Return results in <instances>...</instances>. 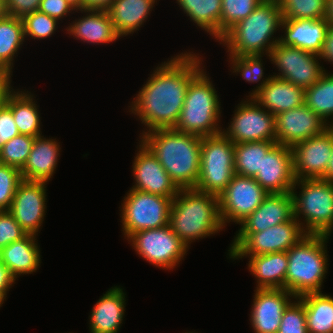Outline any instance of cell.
Listing matches in <instances>:
<instances>
[{"mask_svg":"<svg viewBox=\"0 0 333 333\" xmlns=\"http://www.w3.org/2000/svg\"><path fill=\"white\" fill-rule=\"evenodd\" d=\"M200 62L199 56L187 52L157 66L130 109L149 128L146 132L175 127L188 86L202 70Z\"/></svg>","mask_w":333,"mask_h":333,"instance_id":"6da1fadb","label":"cell"},{"mask_svg":"<svg viewBox=\"0 0 333 333\" xmlns=\"http://www.w3.org/2000/svg\"><path fill=\"white\" fill-rule=\"evenodd\" d=\"M141 141L179 189L195 188L200 174L202 137L173 128L142 133Z\"/></svg>","mask_w":333,"mask_h":333,"instance_id":"7a4b0ae2","label":"cell"},{"mask_svg":"<svg viewBox=\"0 0 333 333\" xmlns=\"http://www.w3.org/2000/svg\"><path fill=\"white\" fill-rule=\"evenodd\" d=\"M169 225L187 247L195 239L217 233L224 227L218 196L194 188L180 189L172 201Z\"/></svg>","mask_w":333,"mask_h":333,"instance_id":"3957f363","label":"cell"},{"mask_svg":"<svg viewBox=\"0 0 333 333\" xmlns=\"http://www.w3.org/2000/svg\"><path fill=\"white\" fill-rule=\"evenodd\" d=\"M281 23L278 0H262L252 13L230 28L218 41L227 45L229 56H263L264 52L270 55L280 41V37L274 40L272 35L280 29Z\"/></svg>","mask_w":333,"mask_h":333,"instance_id":"277c9868","label":"cell"},{"mask_svg":"<svg viewBox=\"0 0 333 333\" xmlns=\"http://www.w3.org/2000/svg\"><path fill=\"white\" fill-rule=\"evenodd\" d=\"M328 235L307 234L288 251V269L285 290L295 299L309 294L320 293L327 273L326 242Z\"/></svg>","mask_w":333,"mask_h":333,"instance_id":"5b68a950","label":"cell"},{"mask_svg":"<svg viewBox=\"0 0 333 333\" xmlns=\"http://www.w3.org/2000/svg\"><path fill=\"white\" fill-rule=\"evenodd\" d=\"M212 82L203 69L191 80L182 111L173 129L200 137L222 133L220 103Z\"/></svg>","mask_w":333,"mask_h":333,"instance_id":"8992f818","label":"cell"},{"mask_svg":"<svg viewBox=\"0 0 333 333\" xmlns=\"http://www.w3.org/2000/svg\"><path fill=\"white\" fill-rule=\"evenodd\" d=\"M301 185L299 195L295 187ZM294 218L303 215L307 234L330 236L333 230V182L317 179L295 180L291 190ZM306 227V228H305Z\"/></svg>","mask_w":333,"mask_h":333,"instance_id":"52a82bcc","label":"cell"},{"mask_svg":"<svg viewBox=\"0 0 333 333\" xmlns=\"http://www.w3.org/2000/svg\"><path fill=\"white\" fill-rule=\"evenodd\" d=\"M234 175V143L223 133L202 137L200 174L194 189L219 196Z\"/></svg>","mask_w":333,"mask_h":333,"instance_id":"ba28073f","label":"cell"},{"mask_svg":"<svg viewBox=\"0 0 333 333\" xmlns=\"http://www.w3.org/2000/svg\"><path fill=\"white\" fill-rule=\"evenodd\" d=\"M294 217L287 222L274 225L257 233H237L229 257L233 259L273 252L288 251L307 235L304 223Z\"/></svg>","mask_w":333,"mask_h":333,"instance_id":"9c48e42d","label":"cell"},{"mask_svg":"<svg viewBox=\"0 0 333 333\" xmlns=\"http://www.w3.org/2000/svg\"><path fill=\"white\" fill-rule=\"evenodd\" d=\"M172 198L130 189L121 208L122 231L125 237L147 229L169 224Z\"/></svg>","mask_w":333,"mask_h":333,"instance_id":"30bf717a","label":"cell"},{"mask_svg":"<svg viewBox=\"0 0 333 333\" xmlns=\"http://www.w3.org/2000/svg\"><path fill=\"white\" fill-rule=\"evenodd\" d=\"M127 239L142 258L165 269H173L179 264L189 248L172 231L169 224L157 229L139 231Z\"/></svg>","mask_w":333,"mask_h":333,"instance_id":"8fae6325","label":"cell"},{"mask_svg":"<svg viewBox=\"0 0 333 333\" xmlns=\"http://www.w3.org/2000/svg\"><path fill=\"white\" fill-rule=\"evenodd\" d=\"M269 58L281 73L274 77L289 81L304 89L316 83L325 70L318 60L319 56L303 49L286 46L278 42L270 52Z\"/></svg>","mask_w":333,"mask_h":333,"instance_id":"7c38bea8","label":"cell"},{"mask_svg":"<svg viewBox=\"0 0 333 333\" xmlns=\"http://www.w3.org/2000/svg\"><path fill=\"white\" fill-rule=\"evenodd\" d=\"M268 194L255 178L235 174L218 196L223 226L232 221L240 224L257 209Z\"/></svg>","mask_w":333,"mask_h":333,"instance_id":"4fadbf2b","label":"cell"},{"mask_svg":"<svg viewBox=\"0 0 333 333\" xmlns=\"http://www.w3.org/2000/svg\"><path fill=\"white\" fill-rule=\"evenodd\" d=\"M231 125L222 133L234 144L275 141V116L265 110L252 98L241 102L234 111Z\"/></svg>","mask_w":333,"mask_h":333,"instance_id":"5bb4252c","label":"cell"},{"mask_svg":"<svg viewBox=\"0 0 333 333\" xmlns=\"http://www.w3.org/2000/svg\"><path fill=\"white\" fill-rule=\"evenodd\" d=\"M291 149L295 180L322 179L333 149V133L328 128L319 135L295 144Z\"/></svg>","mask_w":333,"mask_h":333,"instance_id":"9a60e30c","label":"cell"},{"mask_svg":"<svg viewBox=\"0 0 333 333\" xmlns=\"http://www.w3.org/2000/svg\"><path fill=\"white\" fill-rule=\"evenodd\" d=\"M47 182L22 179L8 210L22 229L37 235L45 217Z\"/></svg>","mask_w":333,"mask_h":333,"instance_id":"2e32d148","label":"cell"},{"mask_svg":"<svg viewBox=\"0 0 333 333\" xmlns=\"http://www.w3.org/2000/svg\"><path fill=\"white\" fill-rule=\"evenodd\" d=\"M320 116L305 104L275 116L276 143L292 148L329 128Z\"/></svg>","mask_w":333,"mask_h":333,"instance_id":"e0dca14e","label":"cell"},{"mask_svg":"<svg viewBox=\"0 0 333 333\" xmlns=\"http://www.w3.org/2000/svg\"><path fill=\"white\" fill-rule=\"evenodd\" d=\"M254 178L269 194L291 192L295 182L292 149L276 143L263 156L261 170Z\"/></svg>","mask_w":333,"mask_h":333,"instance_id":"ac0fdd59","label":"cell"},{"mask_svg":"<svg viewBox=\"0 0 333 333\" xmlns=\"http://www.w3.org/2000/svg\"><path fill=\"white\" fill-rule=\"evenodd\" d=\"M140 143L133 162L136 184L131 189L173 199L180 189L151 151L142 142Z\"/></svg>","mask_w":333,"mask_h":333,"instance_id":"d6986e66","label":"cell"},{"mask_svg":"<svg viewBox=\"0 0 333 333\" xmlns=\"http://www.w3.org/2000/svg\"><path fill=\"white\" fill-rule=\"evenodd\" d=\"M260 84L249 97L274 116L305 104V89L289 81L271 76Z\"/></svg>","mask_w":333,"mask_h":333,"instance_id":"ffe728a7","label":"cell"},{"mask_svg":"<svg viewBox=\"0 0 333 333\" xmlns=\"http://www.w3.org/2000/svg\"><path fill=\"white\" fill-rule=\"evenodd\" d=\"M251 313L255 333H278L284 310L295 296L285 289H256ZM289 296V297H288Z\"/></svg>","mask_w":333,"mask_h":333,"instance_id":"44dd1931","label":"cell"},{"mask_svg":"<svg viewBox=\"0 0 333 333\" xmlns=\"http://www.w3.org/2000/svg\"><path fill=\"white\" fill-rule=\"evenodd\" d=\"M294 217L292 193L268 194L240 225L238 233H257Z\"/></svg>","mask_w":333,"mask_h":333,"instance_id":"7402d4cb","label":"cell"},{"mask_svg":"<svg viewBox=\"0 0 333 333\" xmlns=\"http://www.w3.org/2000/svg\"><path fill=\"white\" fill-rule=\"evenodd\" d=\"M329 25L325 18L282 19L281 27L285 29V35L281 36L279 42L318 55Z\"/></svg>","mask_w":333,"mask_h":333,"instance_id":"603a6c76","label":"cell"},{"mask_svg":"<svg viewBox=\"0 0 333 333\" xmlns=\"http://www.w3.org/2000/svg\"><path fill=\"white\" fill-rule=\"evenodd\" d=\"M60 149L55 139L35 137L28 159L20 170L22 179L48 182L55 173Z\"/></svg>","mask_w":333,"mask_h":333,"instance_id":"cb8c5ba5","label":"cell"},{"mask_svg":"<svg viewBox=\"0 0 333 333\" xmlns=\"http://www.w3.org/2000/svg\"><path fill=\"white\" fill-rule=\"evenodd\" d=\"M125 293L120 287H112L101 297L90 315V333H117L125 308Z\"/></svg>","mask_w":333,"mask_h":333,"instance_id":"d4e9b609","label":"cell"},{"mask_svg":"<svg viewBox=\"0 0 333 333\" xmlns=\"http://www.w3.org/2000/svg\"><path fill=\"white\" fill-rule=\"evenodd\" d=\"M88 13L66 28L68 33L87 43H110L120 36L116 32L107 10H84ZM90 12V13H89Z\"/></svg>","mask_w":333,"mask_h":333,"instance_id":"484cf974","label":"cell"},{"mask_svg":"<svg viewBox=\"0 0 333 333\" xmlns=\"http://www.w3.org/2000/svg\"><path fill=\"white\" fill-rule=\"evenodd\" d=\"M248 268L257 278L256 289H285L287 251L250 256Z\"/></svg>","mask_w":333,"mask_h":333,"instance_id":"4316f807","label":"cell"},{"mask_svg":"<svg viewBox=\"0 0 333 333\" xmlns=\"http://www.w3.org/2000/svg\"><path fill=\"white\" fill-rule=\"evenodd\" d=\"M35 237L36 235L27 234L0 250V260L15 278L21 274H31L39 268L40 249Z\"/></svg>","mask_w":333,"mask_h":333,"instance_id":"83f0119b","label":"cell"},{"mask_svg":"<svg viewBox=\"0 0 333 333\" xmlns=\"http://www.w3.org/2000/svg\"><path fill=\"white\" fill-rule=\"evenodd\" d=\"M157 0H114L107 12L120 37L133 34L144 23Z\"/></svg>","mask_w":333,"mask_h":333,"instance_id":"f1b7e54d","label":"cell"},{"mask_svg":"<svg viewBox=\"0 0 333 333\" xmlns=\"http://www.w3.org/2000/svg\"><path fill=\"white\" fill-rule=\"evenodd\" d=\"M33 95L13 91L7 98L6 106L11 110L15 124L22 135L41 136L40 115Z\"/></svg>","mask_w":333,"mask_h":333,"instance_id":"f546056e","label":"cell"},{"mask_svg":"<svg viewBox=\"0 0 333 333\" xmlns=\"http://www.w3.org/2000/svg\"><path fill=\"white\" fill-rule=\"evenodd\" d=\"M304 304L308 333H333V298L309 293L297 298Z\"/></svg>","mask_w":333,"mask_h":333,"instance_id":"4dcf8cb0","label":"cell"},{"mask_svg":"<svg viewBox=\"0 0 333 333\" xmlns=\"http://www.w3.org/2000/svg\"><path fill=\"white\" fill-rule=\"evenodd\" d=\"M180 8L202 30L221 38L222 0H177Z\"/></svg>","mask_w":333,"mask_h":333,"instance_id":"1f68e13d","label":"cell"},{"mask_svg":"<svg viewBox=\"0 0 333 333\" xmlns=\"http://www.w3.org/2000/svg\"><path fill=\"white\" fill-rule=\"evenodd\" d=\"M276 144L275 141H255L234 144V173L255 177L261 170L262 158Z\"/></svg>","mask_w":333,"mask_h":333,"instance_id":"d6a6232c","label":"cell"},{"mask_svg":"<svg viewBox=\"0 0 333 333\" xmlns=\"http://www.w3.org/2000/svg\"><path fill=\"white\" fill-rule=\"evenodd\" d=\"M24 39L21 18L7 15L0 19V70L12 72L13 58Z\"/></svg>","mask_w":333,"mask_h":333,"instance_id":"836d02e7","label":"cell"},{"mask_svg":"<svg viewBox=\"0 0 333 333\" xmlns=\"http://www.w3.org/2000/svg\"><path fill=\"white\" fill-rule=\"evenodd\" d=\"M305 105L325 122L333 117V74L324 71L316 83L305 89Z\"/></svg>","mask_w":333,"mask_h":333,"instance_id":"e575fe53","label":"cell"},{"mask_svg":"<svg viewBox=\"0 0 333 333\" xmlns=\"http://www.w3.org/2000/svg\"><path fill=\"white\" fill-rule=\"evenodd\" d=\"M282 19L325 18L327 0H278Z\"/></svg>","mask_w":333,"mask_h":333,"instance_id":"d590c367","label":"cell"},{"mask_svg":"<svg viewBox=\"0 0 333 333\" xmlns=\"http://www.w3.org/2000/svg\"><path fill=\"white\" fill-rule=\"evenodd\" d=\"M35 137L19 134L2 146L0 163L21 170L31 152Z\"/></svg>","mask_w":333,"mask_h":333,"instance_id":"8d00e7d4","label":"cell"},{"mask_svg":"<svg viewBox=\"0 0 333 333\" xmlns=\"http://www.w3.org/2000/svg\"><path fill=\"white\" fill-rule=\"evenodd\" d=\"M262 0H222L221 37L234 25L244 20Z\"/></svg>","mask_w":333,"mask_h":333,"instance_id":"74e56055","label":"cell"},{"mask_svg":"<svg viewBox=\"0 0 333 333\" xmlns=\"http://www.w3.org/2000/svg\"><path fill=\"white\" fill-rule=\"evenodd\" d=\"M24 35L34 39H45L50 37L56 30L58 20L47 14L35 11L22 18Z\"/></svg>","mask_w":333,"mask_h":333,"instance_id":"f35d334b","label":"cell"},{"mask_svg":"<svg viewBox=\"0 0 333 333\" xmlns=\"http://www.w3.org/2000/svg\"><path fill=\"white\" fill-rule=\"evenodd\" d=\"M21 180L19 169L0 163V211L10 209Z\"/></svg>","mask_w":333,"mask_h":333,"instance_id":"ab89813d","label":"cell"},{"mask_svg":"<svg viewBox=\"0 0 333 333\" xmlns=\"http://www.w3.org/2000/svg\"><path fill=\"white\" fill-rule=\"evenodd\" d=\"M278 333H308L305 308L300 300L284 310Z\"/></svg>","mask_w":333,"mask_h":333,"instance_id":"60d3db41","label":"cell"},{"mask_svg":"<svg viewBox=\"0 0 333 333\" xmlns=\"http://www.w3.org/2000/svg\"><path fill=\"white\" fill-rule=\"evenodd\" d=\"M262 55L230 56L234 73L241 74L247 82H258L264 76Z\"/></svg>","mask_w":333,"mask_h":333,"instance_id":"b9f144b4","label":"cell"},{"mask_svg":"<svg viewBox=\"0 0 333 333\" xmlns=\"http://www.w3.org/2000/svg\"><path fill=\"white\" fill-rule=\"evenodd\" d=\"M27 235L8 210L0 211V250Z\"/></svg>","mask_w":333,"mask_h":333,"instance_id":"7bdbcfd3","label":"cell"},{"mask_svg":"<svg viewBox=\"0 0 333 333\" xmlns=\"http://www.w3.org/2000/svg\"><path fill=\"white\" fill-rule=\"evenodd\" d=\"M19 134L11 110L4 105L0 108V151L5 143Z\"/></svg>","mask_w":333,"mask_h":333,"instance_id":"ee69618b","label":"cell"},{"mask_svg":"<svg viewBox=\"0 0 333 333\" xmlns=\"http://www.w3.org/2000/svg\"><path fill=\"white\" fill-rule=\"evenodd\" d=\"M76 10L67 0H41L38 11L58 21Z\"/></svg>","mask_w":333,"mask_h":333,"instance_id":"f6af8a7d","label":"cell"},{"mask_svg":"<svg viewBox=\"0 0 333 333\" xmlns=\"http://www.w3.org/2000/svg\"><path fill=\"white\" fill-rule=\"evenodd\" d=\"M41 0H6L7 13L16 18L38 11Z\"/></svg>","mask_w":333,"mask_h":333,"instance_id":"bcb514c9","label":"cell"},{"mask_svg":"<svg viewBox=\"0 0 333 333\" xmlns=\"http://www.w3.org/2000/svg\"><path fill=\"white\" fill-rule=\"evenodd\" d=\"M11 73L7 70H0V108L6 104L8 96L14 91L10 85Z\"/></svg>","mask_w":333,"mask_h":333,"instance_id":"7dc6e473","label":"cell"},{"mask_svg":"<svg viewBox=\"0 0 333 333\" xmlns=\"http://www.w3.org/2000/svg\"><path fill=\"white\" fill-rule=\"evenodd\" d=\"M319 59L322 58L325 61L333 63V24H330L327 33L325 36V40L322 44V49L318 54Z\"/></svg>","mask_w":333,"mask_h":333,"instance_id":"c3c4849f","label":"cell"},{"mask_svg":"<svg viewBox=\"0 0 333 333\" xmlns=\"http://www.w3.org/2000/svg\"><path fill=\"white\" fill-rule=\"evenodd\" d=\"M15 280L16 278L8 267L0 260V292L6 296L7 291L11 288L10 286H12Z\"/></svg>","mask_w":333,"mask_h":333,"instance_id":"681fc988","label":"cell"},{"mask_svg":"<svg viewBox=\"0 0 333 333\" xmlns=\"http://www.w3.org/2000/svg\"><path fill=\"white\" fill-rule=\"evenodd\" d=\"M114 0H83L84 10H107Z\"/></svg>","mask_w":333,"mask_h":333,"instance_id":"f907efd6","label":"cell"},{"mask_svg":"<svg viewBox=\"0 0 333 333\" xmlns=\"http://www.w3.org/2000/svg\"><path fill=\"white\" fill-rule=\"evenodd\" d=\"M322 179L327 180L329 182H333V149H332V152H331V156H330L328 166L325 170V176Z\"/></svg>","mask_w":333,"mask_h":333,"instance_id":"816d5d0a","label":"cell"},{"mask_svg":"<svg viewBox=\"0 0 333 333\" xmlns=\"http://www.w3.org/2000/svg\"><path fill=\"white\" fill-rule=\"evenodd\" d=\"M325 19L333 24V0H327Z\"/></svg>","mask_w":333,"mask_h":333,"instance_id":"f5cc1de1","label":"cell"},{"mask_svg":"<svg viewBox=\"0 0 333 333\" xmlns=\"http://www.w3.org/2000/svg\"><path fill=\"white\" fill-rule=\"evenodd\" d=\"M67 1L76 9V11L83 9V0H67Z\"/></svg>","mask_w":333,"mask_h":333,"instance_id":"db71d44e","label":"cell"},{"mask_svg":"<svg viewBox=\"0 0 333 333\" xmlns=\"http://www.w3.org/2000/svg\"><path fill=\"white\" fill-rule=\"evenodd\" d=\"M7 15L6 0H0V19Z\"/></svg>","mask_w":333,"mask_h":333,"instance_id":"11a10c76","label":"cell"},{"mask_svg":"<svg viewBox=\"0 0 333 333\" xmlns=\"http://www.w3.org/2000/svg\"><path fill=\"white\" fill-rule=\"evenodd\" d=\"M4 299H6V296L2 292H0V307L4 303Z\"/></svg>","mask_w":333,"mask_h":333,"instance_id":"9f6ffc18","label":"cell"},{"mask_svg":"<svg viewBox=\"0 0 333 333\" xmlns=\"http://www.w3.org/2000/svg\"><path fill=\"white\" fill-rule=\"evenodd\" d=\"M329 129L332 131V133H333V123H332V120H331V122H330V124H329Z\"/></svg>","mask_w":333,"mask_h":333,"instance_id":"6f0895ef","label":"cell"}]
</instances>
